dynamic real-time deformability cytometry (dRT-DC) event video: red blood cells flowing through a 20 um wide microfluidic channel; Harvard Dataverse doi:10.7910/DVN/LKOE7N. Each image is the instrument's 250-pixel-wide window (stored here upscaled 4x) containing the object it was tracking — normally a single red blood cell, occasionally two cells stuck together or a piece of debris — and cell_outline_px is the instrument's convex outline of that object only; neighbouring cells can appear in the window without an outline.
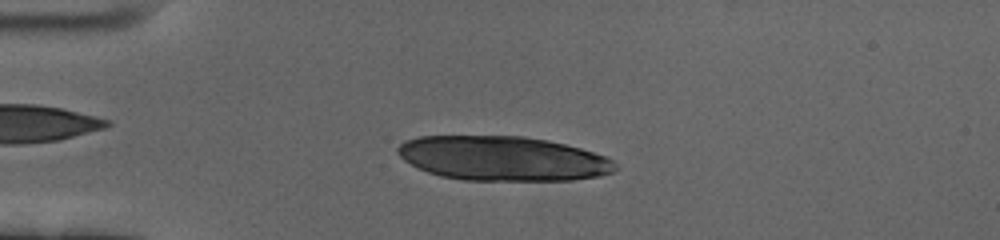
{"species": "human", "species_latin": "Homo sapiens", "temperature_condition": "cold", "stored_images_in_passage": 58, "camera_frame_rate_fps": 3000, "um_per_image_px": 0.085, "donor": {"sex": "female"}, "frame": {"image": 1, "passage_image": 14, "time_ms": 4.333, "image_size_px": [1000, 240], "cell_outline_px": [[616, 168], [612, 172], [600, 176], [572, 180], [464, 180], [440, 176], [428, 172], [404, 160], [396, 152], [396, 148], [404, 140], [420, 136], [524, 136], [548, 140], [580, 148], [604, 156], [612, 160], [616, 164]], "centroid_in_image_um": [42.72, 13.46], "position_along_channel_um": 42.3, "area_um2": 56.36}}
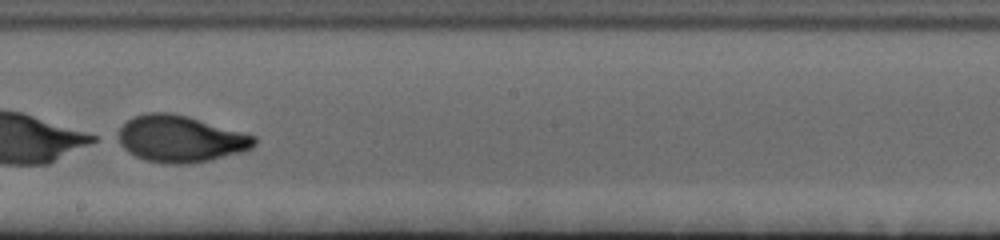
{"frame": {"image": 2, "passage_image": 34, "time_ms": 11.0, "image_size_px": [1000, 240], "cell_outline_px": [[256, 144], [252, 148], [240, 152], [192, 164], [164, 164], [144, 160], [128, 152], [120, 144], [120, 128], [132, 116], [148, 112], [168, 112], [188, 116], [256, 136]], "centroid_in_image_um": [15.33, 11.8], "position_along_channel_um": 232.9, "area_um2": 36.88}}
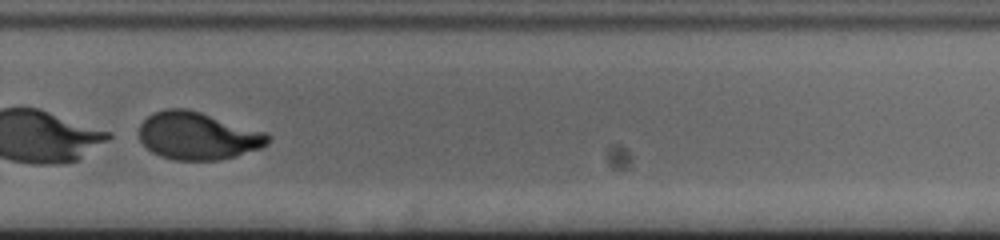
{"frame": {"image": 3, "passage_image": 41, "time_ms": 13.333, "image_size_px": [1000, 240], "cell_outline_px": [[272, 136], [268, 144], [260, 148], [236, 156], [220, 160], [176, 160], [160, 156], [152, 152], [140, 140], [140, 124], [152, 112], [164, 108], [184, 108], [200, 112], [268, 132]], "centroid_in_image_um": [16.84, 11.54], "position_along_channel_um": 313.0, "area_um2": 35.89}}